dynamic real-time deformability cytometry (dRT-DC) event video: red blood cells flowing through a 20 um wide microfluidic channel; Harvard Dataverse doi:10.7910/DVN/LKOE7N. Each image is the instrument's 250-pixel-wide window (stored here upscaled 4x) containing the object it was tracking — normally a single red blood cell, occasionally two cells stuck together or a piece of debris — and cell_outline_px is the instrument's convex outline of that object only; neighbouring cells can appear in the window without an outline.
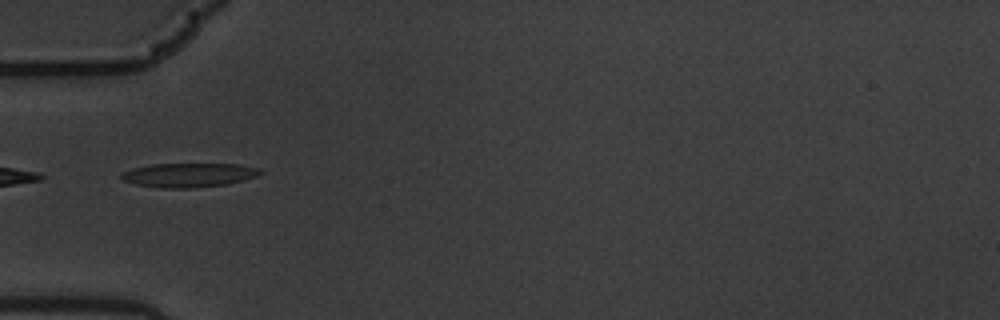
{"species": "common noctule bat (a hibernating species)", "species_latin": "Nyctalus noctula", "temperature_condition": "warm", "stored_images_in_passage": 2, "camera_frame_rate_fps": 3000, "um_per_image_px": 0.085, "animal": {"sex": "male", "body_mass_g": 19.5, "forearm_length_mm": 54.6}, "frame": {"image": 1, "passage_image": 1, "time_ms": 0.0, "image_size_px": [1000, 320], "cell_outline_px": [[264, 172], [256, 176], [244, 180], [228, 184], [192, 188], [160, 188], [136, 184], [124, 180], [120, 176], [120, 172], [132, 168], [152, 164], [240, 164], [260, 168]], "centroid_in_image_um": [16.06, 14.87], "position_along_channel_um": 68.9, "area_um2": 19.65}}
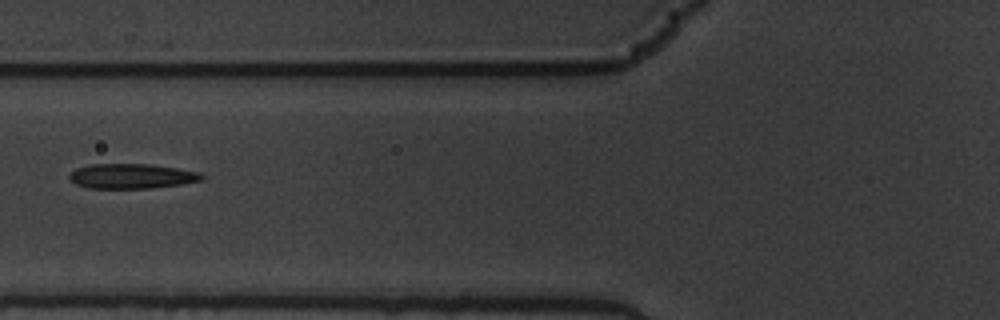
{"frame": {"image": 2, "passage_image": 2, "time_ms": 0.333, "image_size_px": [1000, 320], "cell_outline_px": [[204, 180], [180, 184], [152, 188], [88, 188], [76, 184], [68, 176], [76, 168], [92, 164], [152, 164], [200, 172], [204, 176]], "centroid_in_image_um": [11.22, 14.97], "position_along_channel_um": 114.6, "area_um2": 19.13}}